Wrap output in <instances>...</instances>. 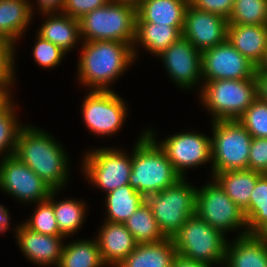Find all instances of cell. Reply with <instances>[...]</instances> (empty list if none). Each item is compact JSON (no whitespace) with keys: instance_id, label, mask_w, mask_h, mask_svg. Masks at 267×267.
<instances>
[{"instance_id":"6da1fadb","label":"cell","mask_w":267,"mask_h":267,"mask_svg":"<svg viewBox=\"0 0 267 267\" xmlns=\"http://www.w3.org/2000/svg\"><path fill=\"white\" fill-rule=\"evenodd\" d=\"M61 145L40 128L24 125L18 133L13 155L52 190H60L69 181V157Z\"/></svg>"},{"instance_id":"7a4b0ae2","label":"cell","mask_w":267,"mask_h":267,"mask_svg":"<svg viewBox=\"0 0 267 267\" xmlns=\"http://www.w3.org/2000/svg\"><path fill=\"white\" fill-rule=\"evenodd\" d=\"M78 80L91 91H111L113 83L134 62L133 45L120 41H83Z\"/></svg>"},{"instance_id":"3957f363","label":"cell","mask_w":267,"mask_h":267,"mask_svg":"<svg viewBox=\"0 0 267 267\" xmlns=\"http://www.w3.org/2000/svg\"><path fill=\"white\" fill-rule=\"evenodd\" d=\"M154 136L152 129L145 130L132 151L129 185L145 198L173 186L182 178Z\"/></svg>"},{"instance_id":"277c9868","label":"cell","mask_w":267,"mask_h":267,"mask_svg":"<svg viewBox=\"0 0 267 267\" xmlns=\"http://www.w3.org/2000/svg\"><path fill=\"white\" fill-rule=\"evenodd\" d=\"M83 41H120L134 44L136 3L111 0L105 6L90 11L79 19Z\"/></svg>"},{"instance_id":"5b68a950","label":"cell","mask_w":267,"mask_h":267,"mask_svg":"<svg viewBox=\"0 0 267 267\" xmlns=\"http://www.w3.org/2000/svg\"><path fill=\"white\" fill-rule=\"evenodd\" d=\"M202 85L199 97L212 121L237 120L259 97L257 78L212 80Z\"/></svg>"},{"instance_id":"8992f818","label":"cell","mask_w":267,"mask_h":267,"mask_svg":"<svg viewBox=\"0 0 267 267\" xmlns=\"http://www.w3.org/2000/svg\"><path fill=\"white\" fill-rule=\"evenodd\" d=\"M172 239L178 254L209 267L224 265L228 242L224 233L196 215L188 218Z\"/></svg>"},{"instance_id":"52a82bcc","label":"cell","mask_w":267,"mask_h":267,"mask_svg":"<svg viewBox=\"0 0 267 267\" xmlns=\"http://www.w3.org/2000/svg\"><path fill=\"white\" fill-rule=\"evenodd\" d=\"M211 172L248 169L251 134L238 120L212 121Z\"/></svg>"},{"instance_id":"ba28073f","label":"cell","mask_w":267,"mask_h":267,"mask_svg":"<svg viewBox=\"0 0 267 267\" xmlns=\"http://www.w3.org/2000/svg\"><path fill=\"white\" fill-rule=\"evenodd\" d=\"M197 188L181 178L176 184L146 197L157 225L165 237L172 238L185 221L195 215Z\"/></svg>"},{"instance_id":"9c48e42d","label":"cell","mask_w":267,"mask_h":267,"mask_svg":"<svg viewBox=\"0 0 267 267\" xmlns=\"http://www.w3.org/2000/svg\"><path fill=\"white\" fill-rule=\"evenodd\" d=\"M202 187L197 188L195 215L225 234L242 228L241 234L246 235L247 222L243 210L221 186L213 179Z\"/></svg>"},{"instance_id":"30bf717a","label":"cell","mask_w":267,"mask_h":267,"mask_svg":"<svg viewBox=\"0 0 267 267\" xmlns=\"http://www.w3.org/2000/svg\"><path fill=\"white\" fill-rule=\"evenodd\" d=\"M83 172L88 182L107 193L129 184L132 155L116 148H97L83 155Z\"/></svg>"},{"instance_id":"8fae6325","label":"cell","mask_w":267,"mask_h":267,"mask_svg":"<svg viewBox=\"0 0 267 267\" xmlns=\"http://www.w3.org/2000/svg\"><path fill=\"white\" fill-rule=\"evenodd\" d=\"M86 127L99 136L117 133L127 117L125 101L113 90L89 91L82 102Z\"/></svg>"},{"instance_id":"7c38bea8","label":"cell","mask_w":267,"mask_h":267,"mask_svg":"<svg viewBox=\"0 0 267 267\" xmlns=\"http://www.w3.org/2000/svg\"><path fill=\"white\" fill-rule=\"evenodd\" d=\"M0 160V190L19 202L40 203L49 198L52 189L15 155Z\"/></svg>"},{"instance_id":"4fadbf2b","label":"cell","mask_w":267,"mask_h":267,"mask_svg":"<svg viewBox=\"0 0 267 267\" xmlns=\"http://www.w3.org/2000/svg\"><path fill=\"white\" fill-rule=\"evenodd\" d=\"M157 144L165 152L176 172L185 178V169L212 162L211 137L197 132H181ZM185 171V172H184Z\"/></svg>"},{"instance_id":"5bb4252c","label":"cell","mask_w":267,"mask_h":267,"mask_svg":"<svg viewBox=\"0 0 267 267\" xmlns=\"http://www.w3.org/2000/svg\"><path fill=\"white\" fill-rule=\"evenodd\" d=\"M257 69L228 40L202 52L204 81L256 78Z\"/></svg>"},{"instance_id":"9a60e30c","label":"cell","mask_w":267,"mask_h":267,"mask_svg":"<svg viewBox=\"0 0 267 267\" xmlns=\"http://www.w3.org/2000/svg\"><path fill=\"white\" fill-rule=\"evenodd\" d=\"M159 58L168 75L180 88L191 89L202 79V52L181 36L171 44Z\"/></svg>"},{"instance_id":"2e32d148","label":"cell","mask_w":267,"mask_h":267,"mask_svg":"<svg viewBox=\"0 0 267 267\" xmlns=\"http://www.w3.org/2000/svg\"><path fill=\"white\" fill-rule=\"evenodd\" d=\"M227 27L228 20L224 17L197 9L189 3L182 36L203 52L227 40Z\"/></svg>"},{"instance_id":"e0dca14e","label":"cell","mask_w":267,"mask_h":267,"mask_svg":"<svg viewBox=\"0 0 267 267\" xmlns=\"http://www.w3.org/2000/svg\"><path fill=\"white\" fill-rule=\"evenodd\" d=\"M14 232L20 251L29 261L40 266L52 264L58 266L64 246V236L36 233L23 223L17 225Z\"/></svg>"},{"instance_id":"ac0fdd59","label":"cell","mask_w":267,"mask_h":267,"mask_svg":"<svg viewBox=\"0 0 267 267\" xmlns=\"http://www.w3.org/2000/svg\"><path fill=\"white\" fill-rule=\"evenodd\" d=\"M95 239L103 263L111 267H117L138 245L124 223L105 221Z\"/></svg>"},{"instance_id":"d6986e66","label":"cell","mask_w":267,"mask_h":267,"mask_svg":"<svg viewBox=\"0 0 267 267\" xmlns=\"http://www.w3.org/2000/svg\"><path fill=\"white\" fill-rule=\"evenodd\" d=\"M227 40L237 51L259 68L267 51L266 25L228 24Z\"/></svg>"},{"instance_id":"ffe728a7","label":"cell","mask_w":267,"mask_h":267,"mask_svg":"<svg viewBox=\"0 0 267 267\" xmlns=\"http://www.w3.org/2000/svg\"><path fill=\"white\" fill-rule=\"evenodd\" d=\"M189 0H139L136 3V22H150L184 28Z\"/></svg>"},{"instance_id":"44dd1931","label":"cell","mask_w":267,"mask_h":267,"mask_svg":"<svg viewBox=\"0 0 267 267\" xmlns=\"http://www.w3.org/2000/svg\"><path fill=\"white\" fill-rule=\"evenodd\" d=\"M225 267H267V242L258 234L239 233L235 242H227Z\"/></svg>"},{"instance_id":"7402d4cb","label":"cell","mask_w":267,"mask_h":267,"mask_svg":"<svg viewBox=\"0 0 267 267\" xmlns=\"http://www.w3.org/2000/svg\"><path fill=\"white\" fill-rule=\"evenodd\" d=\"M47 15L37 35L55 44L63 51L69 52L81 40L79 20L61 13H44Z\"/></svg>"},{"instance_id":"603a6c76","label":"cell","mask_w":267,"mask_h":267,"mask_svg":"<svg viewBox=\"0 0 267 267\" xmlns=\"http://www.w3.org/2000/svg\"><path fill=\"white\" fill-rule=\"evenodd\" d=\"M177 254L173 239L138 244L117 267H172Z\"/></svg>"},{"instance_id":"cb8c5ba5","label":"cell","mask_w":267,"mask_h":267,"mask_svg":"<svg viewBox=\"0 0 267 267\" xmlns=\"http://www.w3.org/2000/svg\"><path fill=\"white\" fill-rule=\"evenodd\" d=\"M33 7L26 0H0V37L16 45L31 22Z\"/></svg>"},{"instance_id":"d4e9b609","label":"cell","mask_w":267,"mask_h":267,"mask_svg":"<svg viewBox=\"0 0 267 267\" xmlns=\"http://www.w3.org/2000/svg\"><path fill=\"white\" fill-rule=\"evenodd\" d=\"M262 173L251 169L224 171L215 173L212 177L230 197V199L245 210L250 203L252 190Z\"/></svg>"},{"instance_id":"484cf974","label":"cell","mask_w":267,"mask_h":267,"mask_svg":"<svg viewBox=\"0 0 267 267\" xmlns=\"http://www.w3.org/2000/svg\"><path fill=\"white\" fill-rule=\"evenodd\" d=\"M182 33L173 26L159 25L150 22H136L135 40L133 53L135 59L138 53L137 44L146 48L147 52L153 55H161L171 44L177 41ZM140 42V43H139Z\"/></svg>"},{"instance_id":"4316f807","label":"cell","mask_w":267,"mask_h":267,"mask_svg":"<svg viewBox=\"0 0 267 267\" xmlns=\"http://www.w3.org/2000/svg\"><path fill=\"white\" fill-rule=\"evenodd\" d=\"M105 221L124 223L144 202L146 198L129 184L106 194Z\"/></svg>"},{"instance_id":"83f0119b","label":"cell","mask_w":267,"mask_h":267,"mask_svg":"<svg viewBox=\"0 0 267 267\" xmlns=\"http://www.w3.org/2000/svg\"><path fill=\"white\" fill-rule=\"evenodd\" d=\"M97 239L75 240L63 246L57 267H103Z\"/></svg>"},{"instance_id":"f1b7e54d","label":"cell","mask_w":267,"mask_h":267,"mask_svg":"<svg viewBox=\"0 0 267 267\" xmlns=\"http://www.w3.org/2000/svg\"><path fill=\"white\" fill-rule=\"evenodd\" d=\"M59 190H52L47 199L52 205L60 234L65 238L77 232L83 227V221L86 216V204L81 200L65 199L54 201L55 194Z\"/></svg>"},{"instance_id":"f546056e","label":"cell","mask_w":267,"mask_h":267,"mask_svg":"<svg viewBox=\"0 0 267 267\" xmlns=\"http://www.w3.org/2000/svg\"><path fill=\"white\" fill-rule=\"evenodd\" d=\"M138 244L155 243L166 238L159 229L151 207L144 202L125 222Z\"/></svg>"},{"instance_id":"4dcf8cb0","label":"cell","mask_w":267,"mask_h":267,"mask_svg":"<svg viewBox=\"0 0 267 267\" xmlns=\"http://www.w3.org/2000/svg\"><path fill=\"white\" fill-rule=\"evenodd\" d=\"M247 234H258L267 224V174H262L251 192L249 206L243 211Z\"/></svg>"},{"instance_id":"1f68e13d","label":"cell","mask_w":267,"mask_h":267,"mask_svg":"<svg viewBox=\"0 0 267 267\" xmlns=\"http://www.w3.org/2000/svg\"><path fill=\"white\" fill-rule=\"evenodd\" d=\"M267 0H234L228 24L266 25Z\"/></svg>"},{"instance_id":"d6a6232c","label":"cell","mask_w":267,"mask_h":267,"mask_svg":"<svg viewBox=\"0 0 267 267\" xmlns=\"http://www.w3.org/2000/svg\"><path fill=\"white\" fill-rule=\"evenodd\" d=\"M12 101L0 111V155L3 152L5 154L1 155L2 157L14 154L17 136L23 127L17 120L15 106H13L14 103Z\"/></svg>"},{"instance_id":"836d02e7","label":"cell","mask_w":267,"mask_h":267,"mask_svg":"<svg viewBox=\"0 0 267 267\" xmlns=\"http://www.w3.org/2000/svg\"><path fill=\"white\" fill-rule=\"evenodd\" d=\"M237 120L252 137L267 138V102L260 97Z\"/></svg>"},{"instance_id":"e575fe53","label":"cell","mask_w":267,"mask_h":267,"mask_svg":"<svg viewBox=\"0 0 267 267\" xmlns=\"http://www.w3.org/2000/svg\"><path fill=\"white\" fill-rule=\"evenodd\" d=\"M37 205L31 218L23 224L36 233L62 236L56 222L53 205L48 200L37 203Z\"/></svg>"},{"instance_id":"d590c367","label":"cell","mask_w":267,"mask_h":267,"mask_svg":"<svg viewBox=\"0 0 267 267\" xmlns=\"http://www.w3.org/2000/svg\"><path fill=\"white\" fill-rule=\"evenodd\" d=\"M15 44L8 39L0 37V94L5 95L10 101V89L15 81Z\"/></svg>"},{"instance_id":"8d00e7d4","label":"cell","mask_w":267,"mask_h":267,"mask_svg":"<svg viewBox=\"0 0 267 267\" xmlns=\"http://www.w3.org/2000/svg\"><path fill=\"white\" fill-rule=\"evenodd\" d=\"M37 41L33 47V59L36 63L44 68H53L58 66L66 54L60 47L55 44L36 36Z\"/></svg>"},{"instance_id":"74e56055","label":"cell","mask_w":267,"mask_h":267,"mask_svg":"<svg viewBox=\"0 0 267 267\" xmlns=\"http://www.w3.org/2000/svg\"><path fill=\"white\" fill-rule=\"evenodd\" d=\"M248 169L267 174V138L252 137Z\"/></svg>"},{"instance_id":"f35d334b","label":"cell","mask_w":267,"mask_h":267,"mask_svg":"<svg viewBox=\"0 0 267 267\" xmlns=\"http://www.w3.org/2000/svg\"><path fill=\"white\" fill-rule=\"evenodd\" d=\"M111 0H65L63 14L80 19L85 14L105 6Z\"/></svg>"},{"instance_id":"ab89813d","label":"cell","mask_w":267,"mask_h":267,"mask_svg":"<svg viewBox=\"0 0 267 267\" xmlns=\"http://www.w3.org/2000/svg\"><path fill=\"white\" fill-rule=\"evenodd\" d=\"M189 3L197 9L218 14L228 20L234 0H189Z\"/></svg>"},{"instance_id":"60d3db41","label":"cell","mask_w":267,"mask_h":267,"mask_svg":"<svg viewBox=\"0 0 267 267\" xmlns=\"http://www.w3.org/2000/svg\"><path fill=\"white\" fill-rule=\"evenodd\" d=\"M41 14L44 13H61L65 0H36Z\"/></svg>"},{"instance_id":"b9f144b4","label":"cell","mask_w":267,"mask_h":267,"mask_svg":"<svg viewBox=\"0 0 267 267\" xmlns=\"http://www.w3.org/2000/svg\"><path fill=\"white\" fill-rule=\"evenodd\" d=\"M172 267H209L205 264L199 263L193 259L184 257L183 255L176 254Z\"/></svg>"},{"instance_id":"7bdbcfd3","label":"cell","mask_w":267,"mask_h":267,"mask_svg":"<svg viewBox=\"0 0 267 267\" xmlns=\"http://www.w3.org/2000/svg\"><path fill=\"white\" fill-rule=\"evenodd\" d=\"M259 97L267 102V71H257Z\"/></svg>"},{"instance_id":"ee69618b","label":"cell","mask_w":267,"mask_h":267,"mask_svg":"<svg viewBox=\"0 0 267 267\" xmlns=\"http://www.w3.org/2000/svg\"><path fill=\"white\" fill-rule=\"evenodd\" d=\"M9 211L3 205H0V233L8 230L9 226Z\"/></svg>"},{"instance_id":"f6af8a7d","label":"cell","mask_w":267,"mask_h":267,"mask_svg":"<svg viewBox=\"0 0 267 267\" xmlns=\"http://www.w3.org/2000/svg\"><path fill=\"white\" fill-rule=\"evenodd\" d=\"M10 102V100L3 94H0V111Z\"/></svg>"},{"instance_id":"bcb514c9","label":"cell","mask_w":267,"mask_h":267,"mask_svg":"<svg viewBox=\"0 0 267 267\" xmlns=\"http://www.w3.org/2000/svg\"><path fill=\"white\" fill-rule=\"evenodd\" d=\"M257 71H267V51H266L265 58L263 62L261 63V65L259 66V68L257 69Z\"/></svg>"},{"instance_id":"7dc6e473","label":"cell","mask_w":267,"mask_h":267,"mask_svg":"<svg viewBox=\"0 0 267 267\" xmlns=\"http://www.w3.org/2000/svg\"><path fill=\"white\" fill-rule=\"evenodd\" d=\"M258 235L267 242V224L265 227L258 233Z\"/></svg>"},{"instance_id":"c3c4849f","label":"cell","mask_w":267,"mask_h":267,"mask_svg":"<svg viewBox=\"0 0 267 267\" xmlns=\"http://www.w3.org/2000/svg\"><path fill=\"white\" fill-rule=\"evenodd\" d=\"M123 1H130V2L137 3L139 0H123Z\"/></svg>"}]
</instances>
